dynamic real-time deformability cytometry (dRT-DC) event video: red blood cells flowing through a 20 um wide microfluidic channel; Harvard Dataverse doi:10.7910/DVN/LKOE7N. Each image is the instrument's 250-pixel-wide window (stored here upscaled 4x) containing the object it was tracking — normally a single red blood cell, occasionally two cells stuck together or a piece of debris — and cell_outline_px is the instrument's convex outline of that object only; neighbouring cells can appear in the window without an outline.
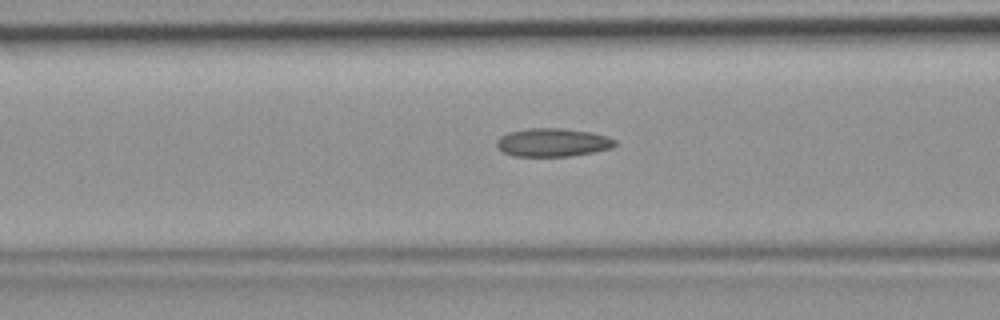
{"species": "common noctule bat (a hibernating species)", "species_latin": "Nyctalus noctula", "temperature_condition": "room temperature", "stored_images_in_passage": 45, "camera_frame_rate_fps": 3000, "um_per_image_px": 0.085, "animal": {"sex": "female", "body_mass_g": 19.9}, "frame": {"image": 1, "passage_image": 17, "time_ms": 5.333, "image_size_px": [1000, 320], "cell_outline_px": [[616, 144], [612, 148], [592, 152], [568, 156], [512, 156], [504, 152], [496, 144], [496, 140], [500, 136], [508, 132], [528, 128], [564, 128], [592, 132], [608, 136], [616, 140]], "centroid_in_image_um": [46.99, 12.09], "position_along_channel_um": 119.6, "area_um2": 19.59}}
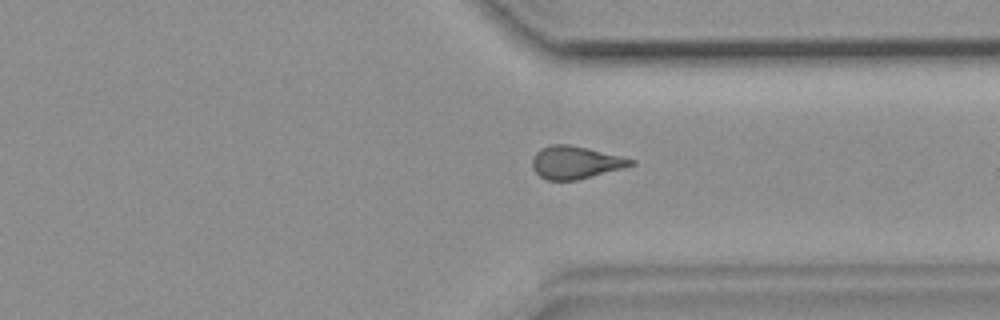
{"frame": {"image": 2, "passage_image": 34, "time_ms": 11.0, "image_size_px": [1000, 320], "cell_outline_px": [[636, 164], [624, 168], [576, 180], [548, 180], [540, 176], [532, 168], [532, 156], [540, 148], [548, 144], [568, 144], [588, 148], [624, 156], [636, 160]], "centroid_in_image_um": [48.93, 13.79], "position_along_channel_um": 362.5, "area_um2": 19.02}}
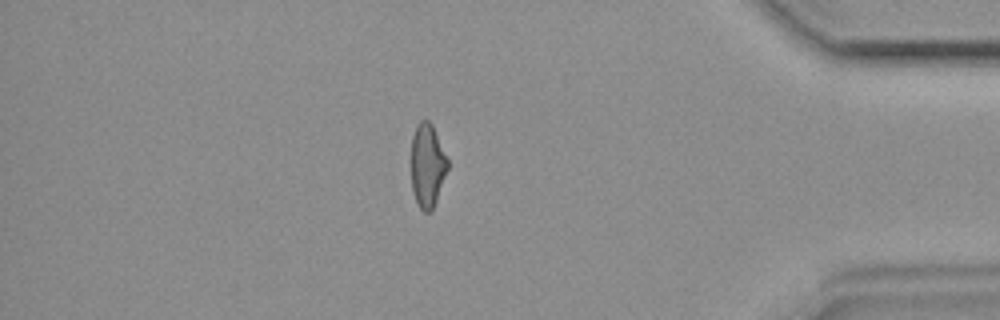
{"frame": {"image": 3, "passage_image": 39, "time_ms": 12.667, "image_size_px": [1000, 320], "cell_outline_px": [[448, 168], [432, 212], [424, 212], [416, 204], [412, 192], [412, 136], [416, 124], [420, 120], [428, 120], [432, 124], [448, 160]], "centroid_in_image_um": [36.32, 14.08], "position_along_channel_um": 398.9, "area_um2": 17.8}}